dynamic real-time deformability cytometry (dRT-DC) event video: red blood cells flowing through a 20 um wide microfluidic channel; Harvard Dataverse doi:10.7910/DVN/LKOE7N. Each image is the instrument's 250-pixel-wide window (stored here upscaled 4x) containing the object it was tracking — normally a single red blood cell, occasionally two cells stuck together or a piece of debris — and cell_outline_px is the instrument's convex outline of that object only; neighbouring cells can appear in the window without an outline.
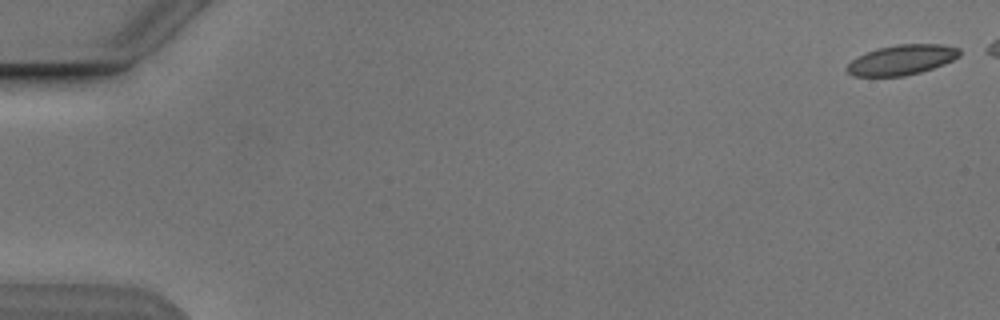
{"species": "Egyptian fruit bat (a non-hibernating species)", "species_latin": "Rousettus aegyptiacus", "temperature_condition": "cold", "stored_images_in_passage": 9, "camera_frame_rate_fps": 3000, "um_per_image_px": 0.085, "animal": {"sex": "male"}, "frame": {"image": 1, "passage_image": 1, "time_ms": 0.0, "image_size_px": [1000, 320], "cell_outline_px": [[960, 56], [944, 64], [920, 72], [904, 76], [852, 76], [844, 68], [852, 60], [868, 52], [880, 48], [900, 44], [940, 44], [960, 48]], "centroid_in_image_um": [76.66, 5.09], "position_along_channel_um": 8.3, "area_um2": 19.48}}
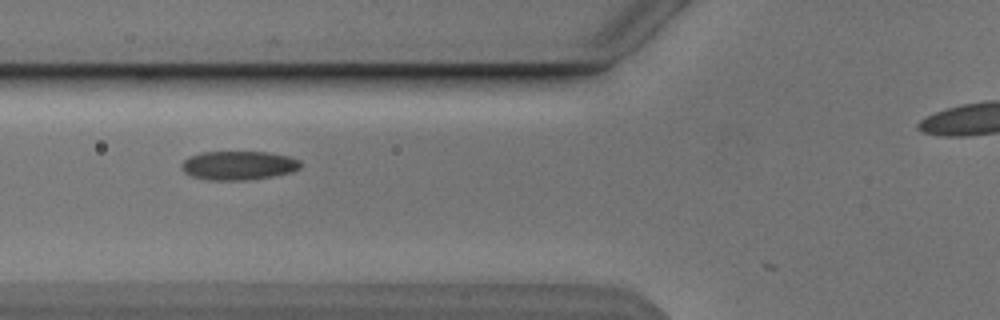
{"frame": {"image": 2, "passage_image": 6, "time_ms": 6.667, "image_size_px": [1000, 320], "cell_outline_px": [[300, 168], [292, 172], [272, 176], [248, 180], [208, 180], [192, 176], [184, 172], [180, 168], [180, 164], [188, 156], [200, 152], [268, 152], [288, 156], [300, 160]], "centroid_in_image_um": [20.23, 14.06], "position_along_channel_um": 105.6, "area_um2": 20.17}}
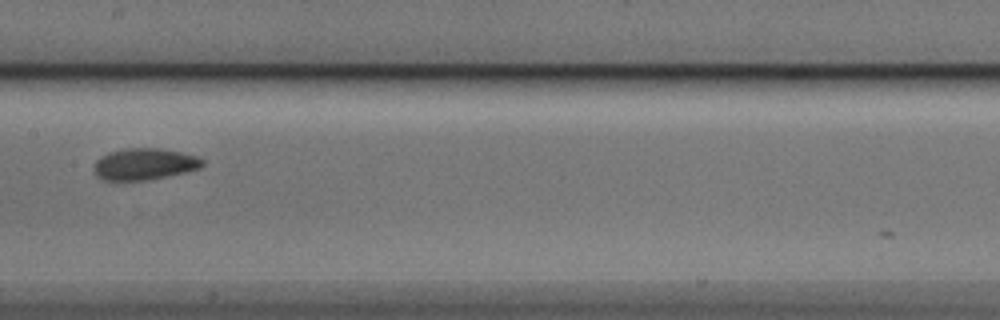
{"frame": {"image": 3, "passage_image": 8, "time_ms": 9.0, "image_size_px": [1000, 320], "cell_outline_px": [[204, 164], [200, 168], [184, 172], [148, 180], [104, 180], [96, 176], [96, 160], [100, 156], [108, 152], [124, 148], [160, 148], [180, 152], [196, 156], [204, 160]], "centroid_in_image_um": [12.28, 13.93], "position_along_channel_um": 195.1, "area_um2": 19.83}}